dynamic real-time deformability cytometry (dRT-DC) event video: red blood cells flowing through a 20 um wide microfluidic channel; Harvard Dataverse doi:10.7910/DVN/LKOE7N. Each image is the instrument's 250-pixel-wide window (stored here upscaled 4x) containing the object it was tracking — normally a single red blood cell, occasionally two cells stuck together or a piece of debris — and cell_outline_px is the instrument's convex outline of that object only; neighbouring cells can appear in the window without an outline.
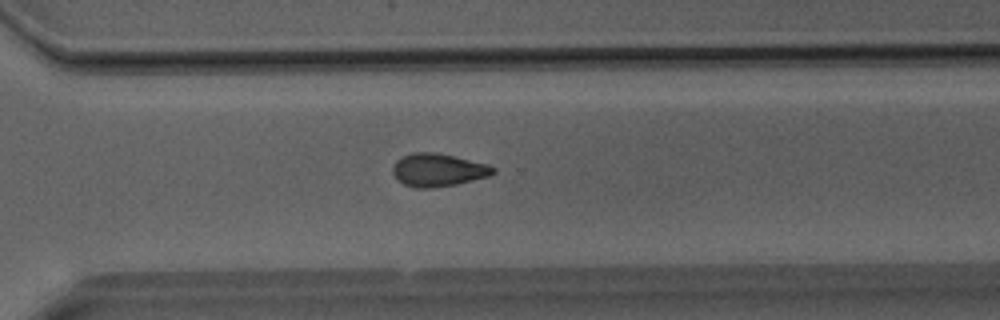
{"species": "Egyptian fruit bat (a non-hibernating species)", "species_latin": "Rousettus aegyptiacus", "temperature_condition": "room temperature", "stored_images_in_passage": 37, "camera_frame_rate_fps": 3000, "um_per_image_px": 0.085, "animal": {"sex": "male"}, "frame": {"image": 1, "passage_image": 26, "time_ms": 8.333, "image_size_px": [1000, 320], "cell_outline_px": [[496, 172], [488, 176], [456, 184], [432, 188], [416, 188], [404, 184], [396, 180], [392, 172], [392, 168], [396, 160], [412, 152], [436, 152], [488, 164], [496, 168]], "centroid_in_image_um": [37.21, 14.45], "position_along_channel_um": 333.4, "area_um2": 19.31}}
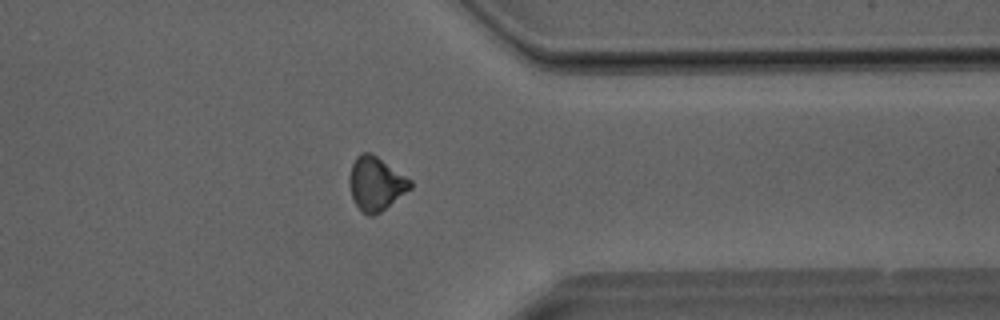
{"frame": {"image": 2, "passage_image": 29, "time_ms": 9.333, "image_size_px": [1000, 320], "cell_outline_px": [[412, 188], [380, 212], [372, 216], [368, 216], [356, 204], [352, 196], [348, 184], [348, 180], [352, 164], [356, 156], [360, 152], [372, 152], [412, 180]], "centroid_in_image_um": [31.95, 15.58], "position_along_channel_um": 379.5, "area_um2": 19.13}}
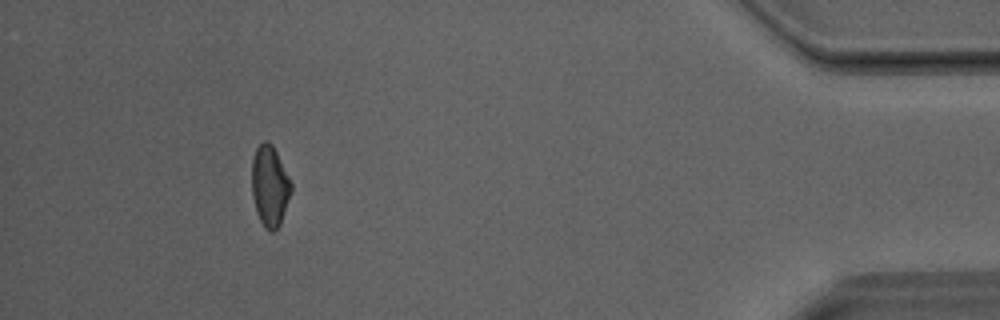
{"frame": {"image": 3, "passage_image": 34, "time_ms": 11.0, "image_size_px": [1000, 320], "cell_outline_px": [[292, 192], [280, 224], [272, 232], [268, 232], [264, 228], [256, 212], [252, 196], [252, 156], [256, 148], [264, 140], [268, 140], [272, 144], [292, 184]], "centroid_in_image_um": [22.92, 15.82], "position_along_channel_um": 412.3, "area_um2": 18.61}}